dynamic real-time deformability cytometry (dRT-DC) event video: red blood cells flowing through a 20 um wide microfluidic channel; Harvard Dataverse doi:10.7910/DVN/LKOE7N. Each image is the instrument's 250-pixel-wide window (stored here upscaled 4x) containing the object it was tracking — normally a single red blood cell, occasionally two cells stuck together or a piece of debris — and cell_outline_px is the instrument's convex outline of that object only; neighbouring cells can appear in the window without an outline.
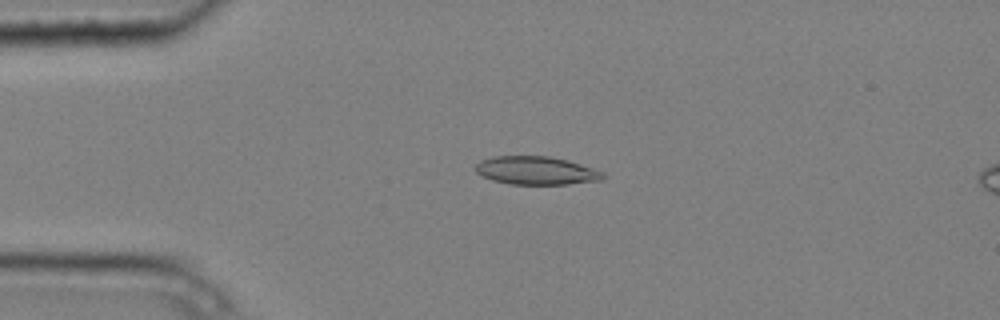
{"species": "common noctule bat (a hibernating species)", "species_latin": "Nyctalus noctula", "temperature_condition": "cold", "stored_images_in_passage": 5, "camera_frame_rate_fps": 3000, "um_per_image_px": 0.085, "animal": {"sex": "male", "body_mass_g": 20.4}, "frame": {"image": 1, "passage_image": 3, "time_ms": 0.667, "image_size_px": [1000, 320], "cell_outline_px": [[604, 176], [600, 180], [568, 184], [512, 184], [492, 180], [480, 176], [472, 168], [480, 160], [492, 156], [548, 156], [568, 160], [604, 172]], "centroid_in_image_um": [45.51, 14.49], "position_along_channel_um": 39.5, "area_um2": 21.04}}